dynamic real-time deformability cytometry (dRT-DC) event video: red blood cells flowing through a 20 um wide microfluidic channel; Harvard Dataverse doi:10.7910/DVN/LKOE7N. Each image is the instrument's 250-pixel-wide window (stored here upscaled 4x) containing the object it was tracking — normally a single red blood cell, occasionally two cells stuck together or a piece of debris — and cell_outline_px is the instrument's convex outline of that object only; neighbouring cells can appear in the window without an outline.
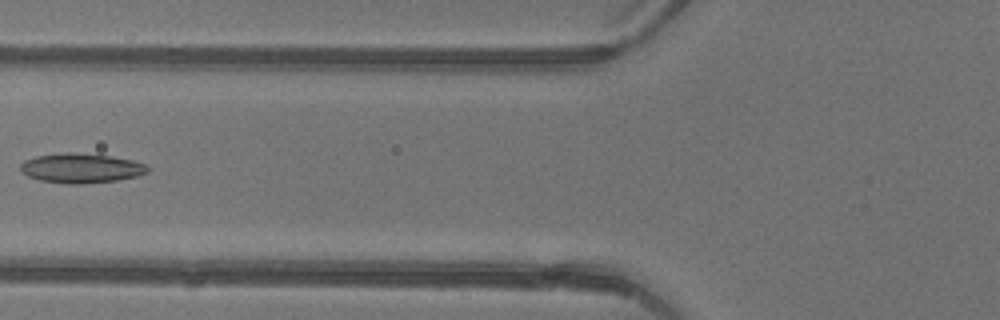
{"species": "common noctule bat (a hibernating species)", "species_latin": "Nyctalus noctula", "temperature_condition": "warm", "stored_images_in_passage": 4, "camera_frame_rate_fps": 3000, "um_per_image_px": 0.085, "animal": {"sex": "female"}, "frame": {"image": 1, "passage_image": 4, "time_ms": 1.0, "image_size_px": [1000, 320], "cell_outline_px": [[148, 172], [136, 176], [116, 180], [80, 184], [68, 184], [40, 180], [28, 176], [20, 172], [20, 164], [24, 160], [36, 156], [64, 152], [76, 152], [112, 156], [132, 160], [148, 164]], "centroid_in_image_um": [6.88, 14.28], "position_along_channel_um": 118.9, "area_um2": 22.08}}